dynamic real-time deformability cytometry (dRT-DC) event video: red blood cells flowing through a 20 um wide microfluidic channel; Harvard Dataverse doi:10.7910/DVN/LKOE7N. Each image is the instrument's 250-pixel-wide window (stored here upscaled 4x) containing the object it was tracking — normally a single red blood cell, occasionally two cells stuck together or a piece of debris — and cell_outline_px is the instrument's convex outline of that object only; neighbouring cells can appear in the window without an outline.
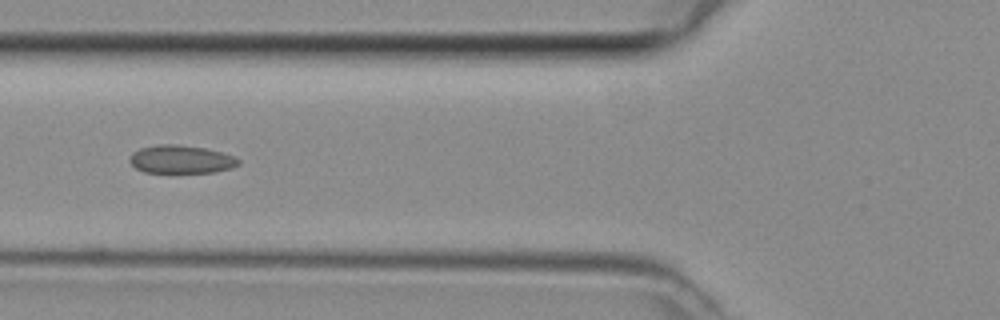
{"species": "common noctule bat (a hibernating species)", "species_latin": "Nyctalus noctula", "temperature_condition": "room temperature", "stored_images_in_passage": 4, "camera_frame_rate_fps": 3000, "um_per_image_px": 0.085, "animal": {"sex": "female", "body_mass_g": 29.2, "forearm_length_mm": 56.3}, "frame": {"image": 1, "passage_image": 4, "time_ms": 1.0, "image_size_px": [1000, 320], "cell_outline_px": [[240, 164], [232, 168], [212, 172], [144, 172], [136, 168], [128, 160], [132, 152], [140, 148], [160, 144], [176, 144], [204, 148], [236, 156], [240, 160]], "centroid_in_image_um": [15.39, 13.54], "position_along_channel_um": 110.4, "area_um2": 17.8}}